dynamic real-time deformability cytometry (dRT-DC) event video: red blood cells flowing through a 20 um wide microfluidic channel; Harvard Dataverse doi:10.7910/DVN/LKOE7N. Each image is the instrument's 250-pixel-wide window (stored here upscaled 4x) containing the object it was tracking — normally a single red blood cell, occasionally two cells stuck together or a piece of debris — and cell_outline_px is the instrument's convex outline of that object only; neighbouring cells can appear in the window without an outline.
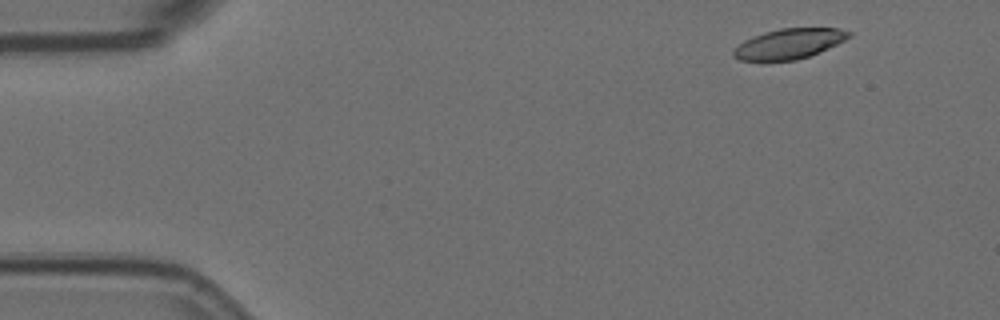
{"species": "Egyptian fruit bat (a non-hibernating species)", "species_latin": "Rousettus aegyptiacus", "temperature_condition": "room temperature", "stored_images_in_passage": 5, "segment_of_instrument_passage": [1, 2], "camera_frame_rate_fps": 3000, "um_per_image_px": 0.085, "animal": {"sex": "female"}, "frame": {"image": 1, "passage_image": 1, "time_ms": 0.0, "image_size_px": [1000, 320], "cell_outline_px": [[852, 36], [828, 48], [808, 56], [796, 60], [740, 60], [732, 56], [732, 52], [744, 40], [764, 32], [780, 28], [840, 28], [852, 32]], "centroid_in_image_um": [67.09, 3.7], "position_along_channel_um": 17.9, "area_um2": 20.06}}